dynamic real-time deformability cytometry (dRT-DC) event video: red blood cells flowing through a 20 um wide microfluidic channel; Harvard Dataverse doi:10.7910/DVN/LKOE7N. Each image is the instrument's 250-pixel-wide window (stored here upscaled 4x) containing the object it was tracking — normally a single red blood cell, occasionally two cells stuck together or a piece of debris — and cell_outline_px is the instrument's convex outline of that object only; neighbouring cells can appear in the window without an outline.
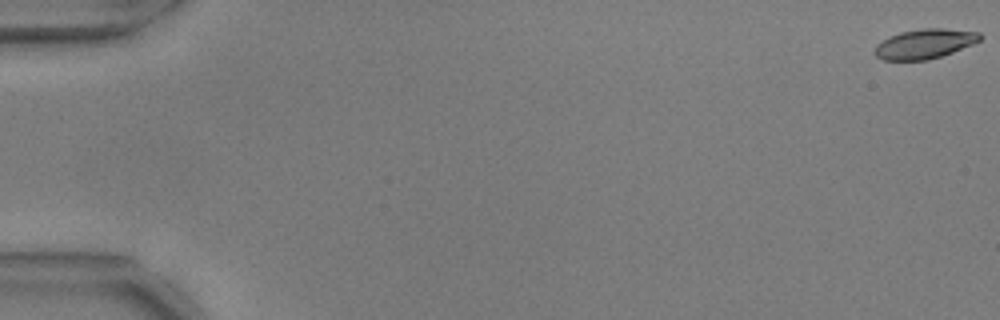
{"species": "common noctule bat (a hibernating species)", "species_latin": "Nyctalus noctula", "temperature_condition": "warm", "stored_images_in_passage": 13, "camera_frame_rate_fps": 3000, "um_per_image_px": 0.085, "animal": {"sex": "male", "body_mass_g": 17.9, "forearm_length_mm": 54.2}, "frame": {"image": 1, "passage_image": 1, "time_ms": 0.0, "image_size_px": [1000, 320], "cell_outline_px": [[984, 36], [980, 40], [972, 44], [952, 52], [928, 60], [884, 60], [876, 56], [872, 52], [876, 44], [900, 32], [924, 28], [944, 28], [980, 32]], "centroid_in_image_um": [78.6, 3.72], "position_along_channel_um": 6.4, "area_um2": 18.15}}